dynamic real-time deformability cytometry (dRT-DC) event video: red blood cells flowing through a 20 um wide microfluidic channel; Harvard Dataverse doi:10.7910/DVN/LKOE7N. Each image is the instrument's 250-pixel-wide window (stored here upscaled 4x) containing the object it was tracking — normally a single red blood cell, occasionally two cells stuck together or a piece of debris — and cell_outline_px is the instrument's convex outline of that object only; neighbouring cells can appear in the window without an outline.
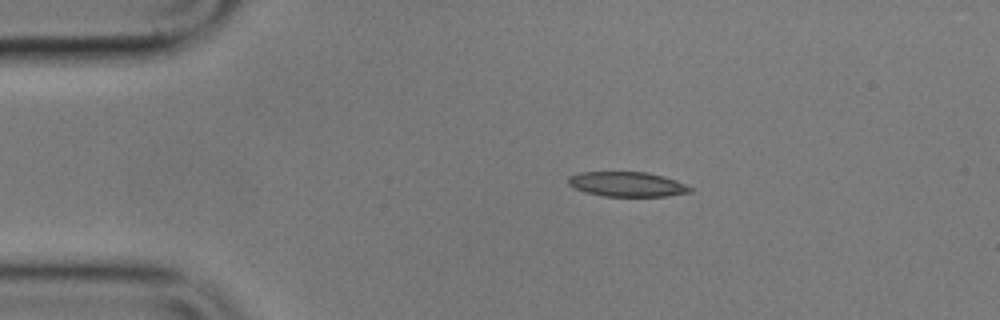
{"species": "common noctule bat (a hibernating species)", "species_latin": "Nyctalus noctula", "temperature_condition": "cold", "stored_images_in_passage": 9, "camera_frame_rate_fps": 3000, "um_per_image_px": 0.085, "animal": {"sex": "male", "body_mass_g": 17.9}, "frame": {"image": 1, "passage_image": 1, "time_ms": 0.0, "image_size_px": [1000, 320], "cell_outline_px": [[692, 192], [668, 196], [604, 196], [584, 192], [572, 188], [568, 184], [568, 176], [580, 172], [648, 172], [664, 176], [676, 180], [692, 188]], "centroid_in_image_um": [53.28, 15.66], "position_along_channel_um": 31.7, "area_um2": 17.74}}
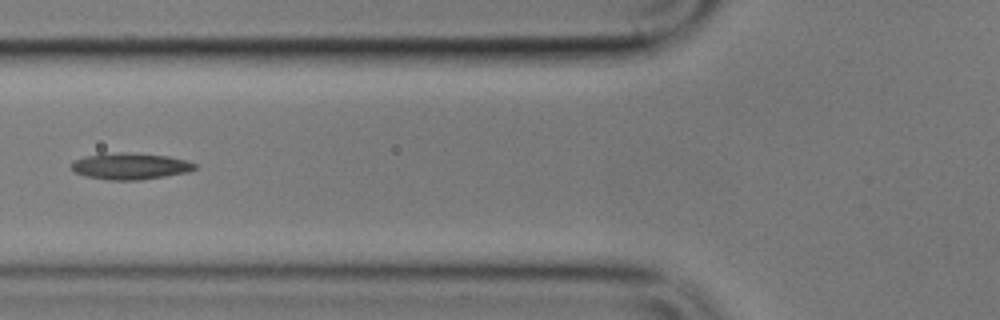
{"frame": {"image": 2, "passage_image": 4, "time_ms": 3.667, "image_size_px": [1000, 320], "cell_outline_px": [[196, 168], [188, 172], [140, 180], [108, 180], [88, 176], [76, 172], [72, 168], [72, 160], [84, 156], [104, 152], [128, 152], [168, 156], [184, 160], [196, 164]], "centroid_in_image_um": [11.04, 14.11], "position_along_channel_um": 114.8, "area_um2": 19.07}}
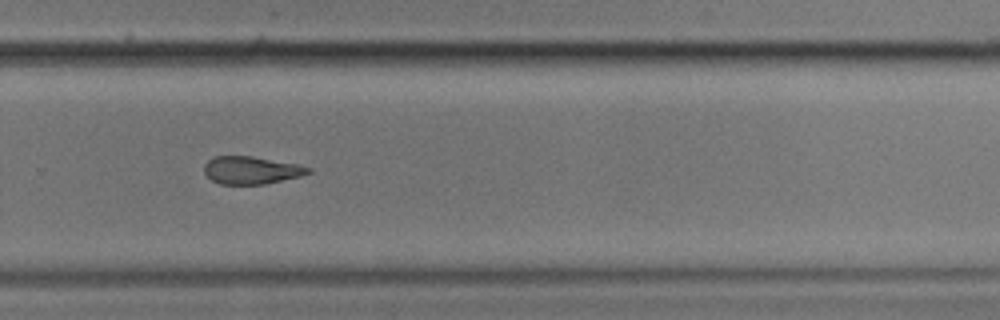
{"frame": {"image": 3, "passage_image": 9, "time_ms": 9.333, "image_size_px": [1000, 320], "cell_outline_px": [[312, 172], [300, 176], [264, 184], [220, 184], [212, 180], [204, 172], [204, 164], [208, 160], [216, 156], [252, 156], [296, 164], [312, 168]], "centroid_in_image_um": [21.35, 14.46], "position_along_channel_um": 308.5, "area_um2": 16.65}}